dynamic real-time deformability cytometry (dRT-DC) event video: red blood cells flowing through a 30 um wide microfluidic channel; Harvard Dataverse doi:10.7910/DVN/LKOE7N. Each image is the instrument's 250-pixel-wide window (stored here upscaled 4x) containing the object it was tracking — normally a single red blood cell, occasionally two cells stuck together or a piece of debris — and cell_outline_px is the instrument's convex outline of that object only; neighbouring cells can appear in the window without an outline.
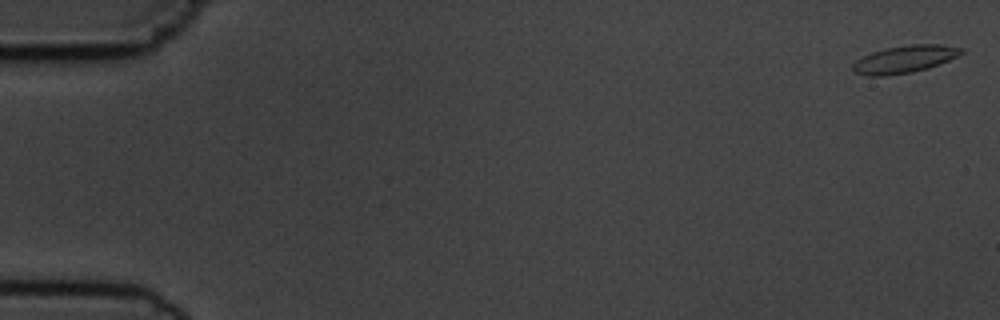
{"species": "common noctule bat (a hibernating species)", "species_latin": "Nyctalus noctula", "temperature_condition": "cold", "stored_images_in_passage": 8, "camera_frame_rate_fps": 3000, "um_per_image_px": 0.085, "animal": {"sex": "male", "body_mass_g": 19.5, "forearm_length_mm": 54.6}, "frame": {"image": 1, "passage_image": 1, "time_ms": 0.0, "image_size_px": [1000, 320], "cell_outline_px": [[964, 52], [948, 60], [928, 68], [912, 72], [884, 76], [868, 76], [856, 72], [852, 68], [852, 64], [856, 60], [872, 52], [884, 48], [912, 44], [940, 44], [964, 48]], "centroid_in_image_um": [76.89, 5.02], "position_along_channel_um": 8.1, "area_um2": 17.22}}
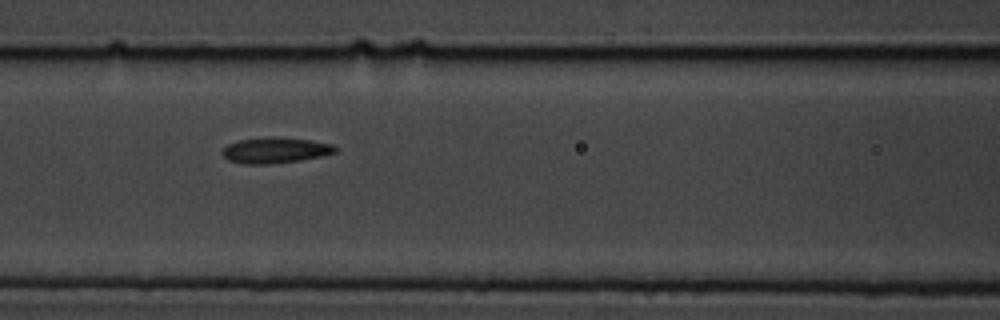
{"frame": {"image": 2, "passage_image": 7, "time_ms": 7.667, "image_size_px": [1000, 320], "cell_outline_px": [[336, 152], [320, 156], [300, 160], [268, 164], [244, 164], [228, 160], [220, 152], [228, 144], [236, 140], [312, 140], [332, 144], [336, 148]], "centroid_in_image_um": [23.37, 12.83], "position_along_channel_um": 143.2, "area_um2": 15.9}}
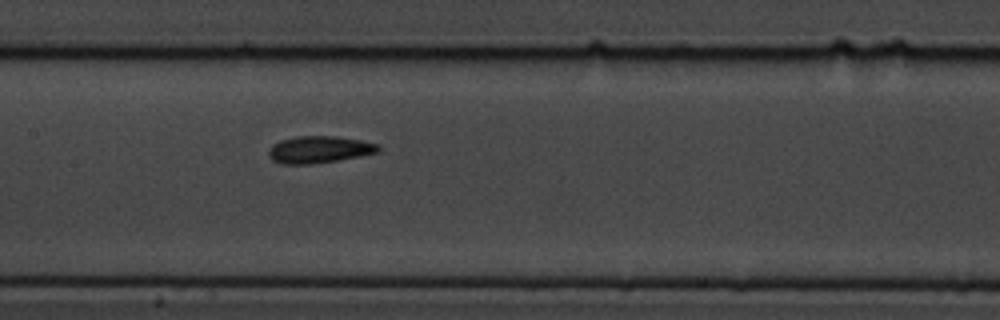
{"frame": {"image": 3, "passage_image": 8, "time_ms": 8.667, "image_size_px": [1000, 320], "cell_outline_px": [[380, 152], [360, 156], [312, 164], [280, 164], [272, 160], [268, 156], [268, 152], [272, 144], [280, 140], [296, 136], [336, 136], [360, 140], [380, 144]], "centroid_in_image_um": [27.12, 12.71], "position_along_channel_um": 180.3, "area_um2": 17.4}}